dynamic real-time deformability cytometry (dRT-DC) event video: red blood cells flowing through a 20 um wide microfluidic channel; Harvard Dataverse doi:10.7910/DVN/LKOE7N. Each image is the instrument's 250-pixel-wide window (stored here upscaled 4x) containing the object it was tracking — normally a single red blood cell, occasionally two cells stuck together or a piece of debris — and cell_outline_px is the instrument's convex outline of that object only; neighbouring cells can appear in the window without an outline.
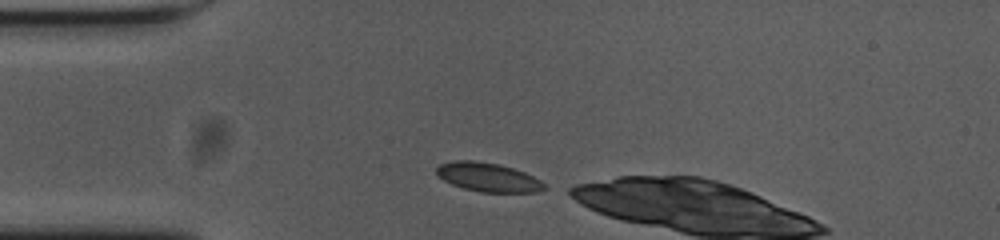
{"species": "common noctule bat (a hibernating species)", "species_latin": "Nyctalus noctula", "temperature_condition": "cold", "stored_images_in_passage": 4, "camera_frame_rate_fps": 3000, "um_per_image_px": 0.085, "animal": {"sex": "female", "body_mass_g": 23.0, "forearm_length_mm": 53.4}, "frame": {"image": 1, "passage_image": 1, "time_ms": 0.0, "image_size_px": [1000, 240], "cell_outline_px": [[548, 188], [536, 192], [480, 192], [464, 188], [452, 184], [444, 180], [436, 172], [436, 168], [440, 164], [456, 160], [472, 160], [500, 164], [524, 172], [540, 180]], "centroid_in_image_um": [41.49, 15.06], "position_along_channel_um": 43.5, "area_um2": 18.03}}